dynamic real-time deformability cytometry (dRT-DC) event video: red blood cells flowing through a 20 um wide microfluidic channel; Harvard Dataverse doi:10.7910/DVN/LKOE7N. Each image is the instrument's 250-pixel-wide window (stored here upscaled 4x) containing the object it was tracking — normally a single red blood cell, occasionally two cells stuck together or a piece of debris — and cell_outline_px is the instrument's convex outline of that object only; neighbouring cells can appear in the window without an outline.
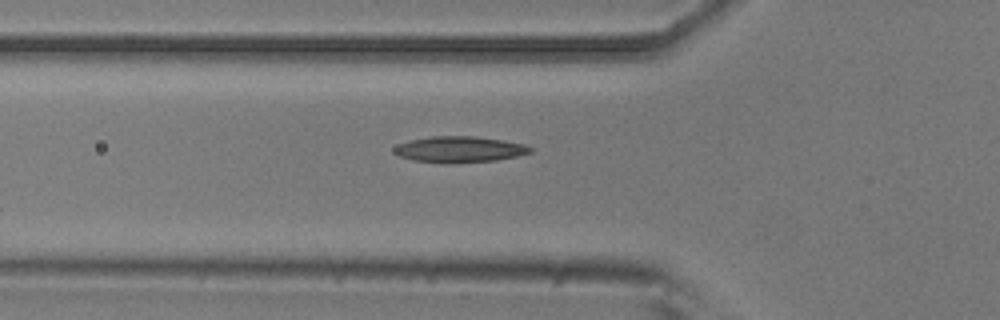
{"species": "common noctule bat (a hibernating species)", "species_latin": "Nyctalus noctula", "temperature_condition": "room temperature", "stored_images_in_passage": 2, "camera_frame_rate_fps": 3000, "um_per_image_px": 0.085, "animal": {"sex": "male", "body_mass_g": 20.5, "forearm_length_mm": 52.5}, "frame": {"image": 1, "passage_image": 2, "time_ms": 0.333, "image_size_px": [1000, 320], "cell_outline_px": [[532, 152], [516, 156], [496, 160], [456, 164], [448, 164], [412, 160], [400, 156], [392, 152], [392, 148], [400, 144], [412, 140], [432, 136], [476, 136], [504, 140], [524, 144], [532, 148]], "centroid_in_image_um": [39.05, 12.71], "position_along_channel_um": 86.7, "area_um2": 20.87}}